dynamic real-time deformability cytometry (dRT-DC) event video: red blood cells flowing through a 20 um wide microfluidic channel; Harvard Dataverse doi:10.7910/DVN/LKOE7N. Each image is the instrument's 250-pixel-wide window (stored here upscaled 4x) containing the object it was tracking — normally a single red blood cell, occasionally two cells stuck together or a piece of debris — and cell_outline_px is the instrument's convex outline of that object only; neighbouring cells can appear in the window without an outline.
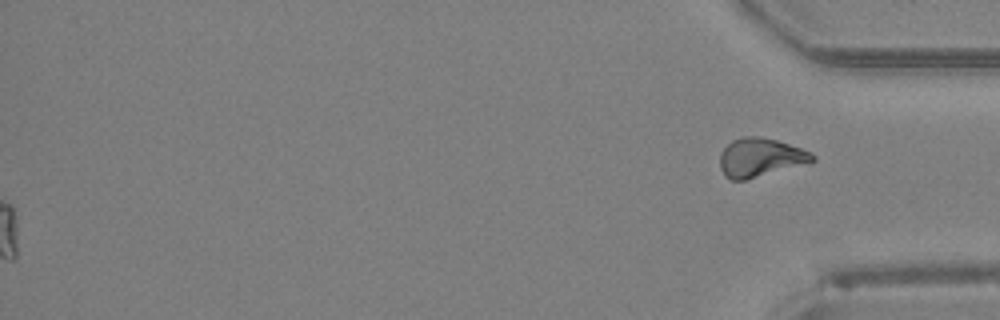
{"species": "Egyptian fruit bat (a non-hibernating species)", "species_latin": "Rousettus aegyptiacus", "temperature_condition": "room temperature", "stored_images_in_passage": 47, "segment_of_instrument_passage": [2, 2], "camera_frame_rate_fps": 3000, "um_per_image_px": 0.085, "animal": {"sex": "female"}, "frame": {"image": 1, "passage_image": 47, "time_ms": 15.333, "image_size_px": [1000, 320], "cell_outline_px": [[816, 160], [812, 164], [748, 180], [728, 180], [724, 176], [720, 168], [720, 152], [732, 140], [744, 136], [760, 136], [776, 140], [812, 152], [816, 156]], "centroid_in_image_um": [64.68, 13.42], "position_along_channel_um": 370.5, "area_um2": 21.62}}